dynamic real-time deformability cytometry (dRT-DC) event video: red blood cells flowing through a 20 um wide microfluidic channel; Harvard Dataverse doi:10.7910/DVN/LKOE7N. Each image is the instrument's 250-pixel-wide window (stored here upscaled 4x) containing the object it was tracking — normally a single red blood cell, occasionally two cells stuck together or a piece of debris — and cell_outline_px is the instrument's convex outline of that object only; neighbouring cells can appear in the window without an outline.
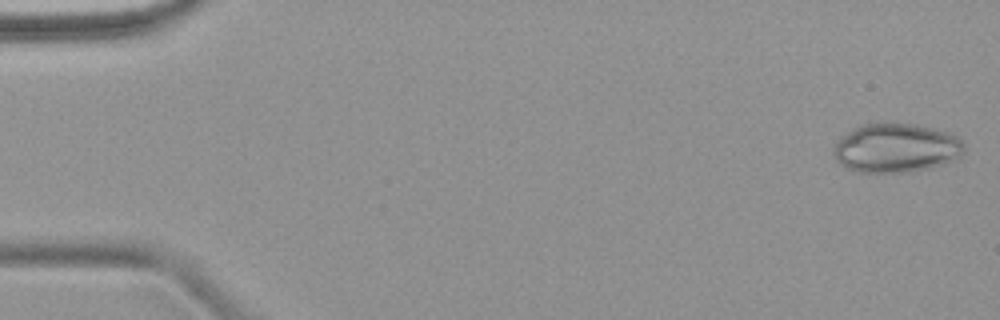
{"species": "common noctule bat (a hibernating species)", "species_latin": "Nyctalus noctula", "temperature_condition": "warm", "stored_images_in_passage": 7, "camera_frame_rate_fps": 3000, "um_per_image_px": 0.085, "animal": {"sex": "female", "body_mass_g": 18.4}, "frame": {"image": 1, "passage_image": 1, "time_ms": 0.0, "image_size_px": [1000, 320], "cell_outline_px": [[964, 152], [956, 160], [932, 168], [912, 172], [860, 172], [848, 168], [840, 164], [836, 160], [832, 152], [832, 148], [840, 136], [860, 124], [916, 124], [948, 132], [956, 136], [964, 144]], "centroid_in_image_um": [76.16, 12.59], "position_along_channel_um": 8.8, "area_um2": 37.57}}
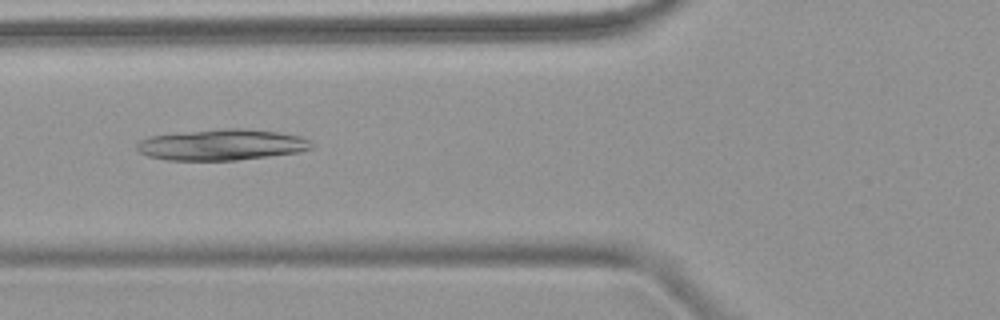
{"frame": {"image": 2, "passage_image": 6, "time_ms": 6.333, "image_size_px": [1000, 320], "cell_outline_px": [[312, 148], [300, 152], [236, 160], [168, 160], [148, 156], [140, 152], [136, 148], [136, 144], [140, 140], [148, 136], [228, 128], [244, 128], [276, 132], [300, 136], [312, 140]], "centroid_in_image_um": [18.87, 12.31], "position_along_channel_um": 106.9, "area_um2": 31.39}}
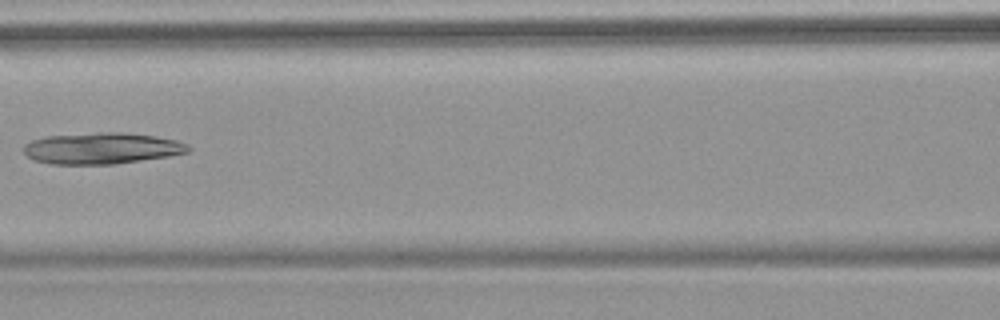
{"frame": {"image": 3, "passage_image": 7, "time_ms": 7.667, "image_size_px": [1000, 320], "cell_outline_px": [[192, 148], [188, 152], [168, 156], [116, 164], [52, 164], [32, 160], [24, 152], [24, 144], [32, 140], [44, 136], [100, 132], [120, 132], [156, 136], [176, 140], [188, 144]], "centroid_in_image_um": [8.64, 12.6], "position_along_channel_um": 158.0, "area_um2": 30.17}}